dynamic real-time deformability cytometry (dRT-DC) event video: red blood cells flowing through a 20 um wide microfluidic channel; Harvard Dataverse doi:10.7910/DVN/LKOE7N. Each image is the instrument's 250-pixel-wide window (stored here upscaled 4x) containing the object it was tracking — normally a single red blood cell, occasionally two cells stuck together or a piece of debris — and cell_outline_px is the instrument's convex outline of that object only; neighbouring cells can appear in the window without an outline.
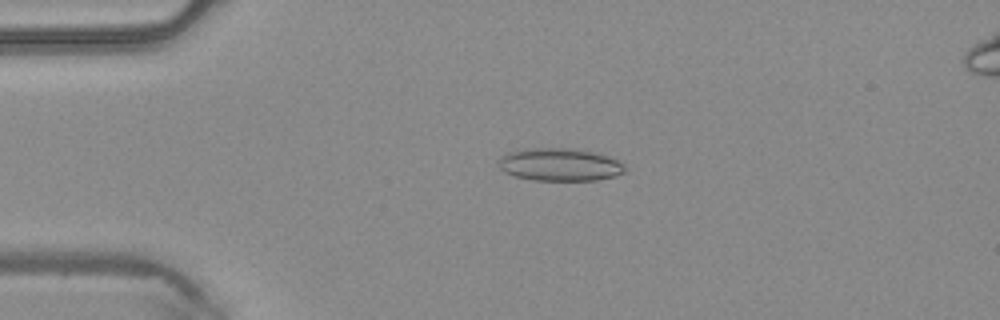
{"species": "common noctule bat (a hibernating species)", "species_latin": "Nyctalus noctula", "temperature_condition": "warm", "stored_images_in_passage": 47, "camera_frame_rate_fps": 3000, "um_per_image_px": 0.085, "animal": {"sex": "male", "body_mass_g": 20.4}, "frame": {"image": 1, "passage_image": 11, "time_ms": 3.333, "image_size_px": [1000, 320], "cell_outline_px": [[628, 172], [616, 176], [596, 180], [532, 180], [516, 176], [504, 172], [496, 164], [500, 156], [508, 152], [528, 148], [576, 148], [596, 152], [608, 156], [624, 164], [628, 168]], "centroid_in_image_um": [47.61, 13.98], "position_along_channel_um": 37.4, "area_um2": 24.57}}
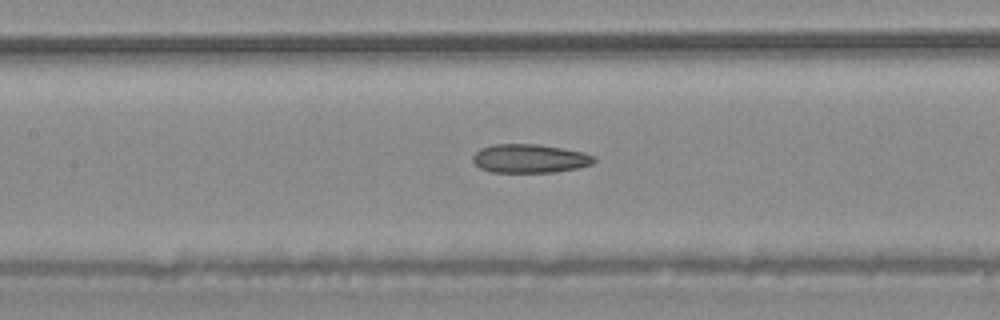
{"frame": {"image": 2, "passage_image": 22, "time_ms": 7.0, "image_size_px": [1000, 320], "cell_outline_px": [[596, 160], [592, 164], [576, 168], [556, 172], [488, 172], [480, 168], [472, 160], [472, 156], [480, 148], [492, 144], [540, 144], [584, 152], [596, 156]], "centroid_in_image_um": [45.03, 13.47], "position_along_channel_um": 162.4, "area_um2": 20.46}}
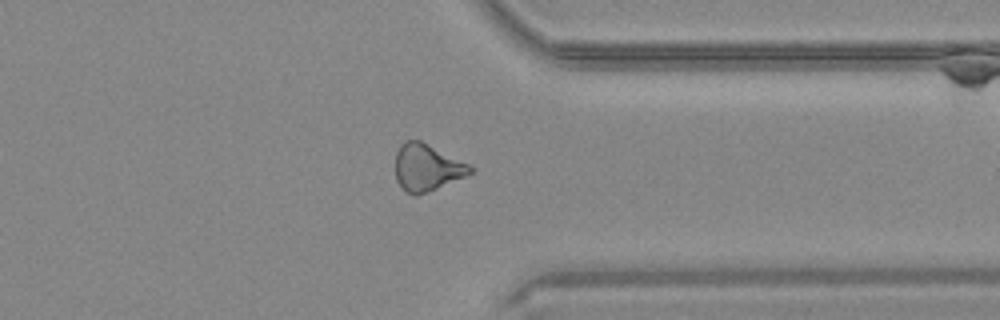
{"frame": {"image": 3, "passage_image": 37, "time_ms": 12.0, "image_size_px": [1000, 320], "cell_outline_px": [[472, 172], [464, 176], [436, 188], [416, 196], [412, 196], [404, 192], [396, 180], [396, 152], [400, 144], [404, 140], [420, 140], [468, 164], [472, 168]], "centroid_in_image_um": [36.22, 14.24], "position_along_channel_um": 375.2, "area_um2": 20.17}}